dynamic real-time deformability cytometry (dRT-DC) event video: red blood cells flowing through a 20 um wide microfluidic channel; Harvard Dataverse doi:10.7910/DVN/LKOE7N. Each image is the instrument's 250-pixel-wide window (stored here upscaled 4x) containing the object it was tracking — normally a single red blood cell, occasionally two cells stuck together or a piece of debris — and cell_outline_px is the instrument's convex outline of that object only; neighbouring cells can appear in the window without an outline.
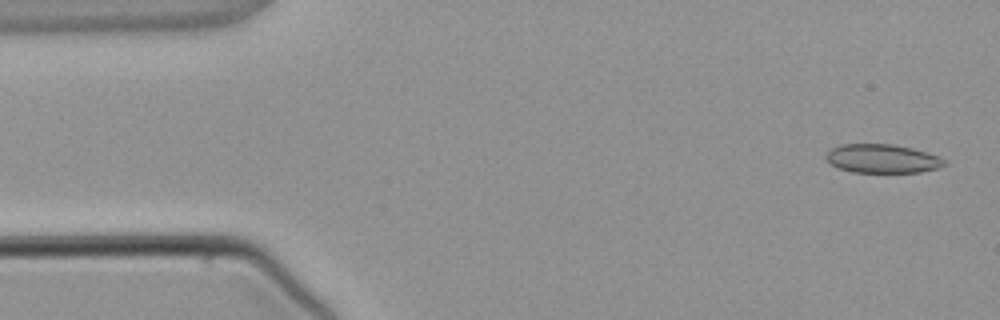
{"species": "common noctule bat (a hibernating species)", "species_latin": "Nyctalus noctula", "temperature_condition": "warm", "stored_images_in_passage": 4, "camera_frame_rate_fps": 3000, "um_per_image_px": 0.085, "animal": {"sex": "male", "body_mass_g": 21.5, "forearm_length_mm": 52.0}, "frame": {"image": 1, "passage_image": 1, "time_ms": 0.0, "image_size_px": [1000, 320], "cell_outline_px": [[948, 164], [936, 168], [920, 172], [852, 172], [840, 168], [832, 164], [824, 156], [832, 148], [840, 144], [892, 144], [912, 148], [940, 156], [948, 160]], "centroid_in_image_um": [75.04, 13.48], "position_along_channel_um": 10.0, "area_um2": 19.83}}
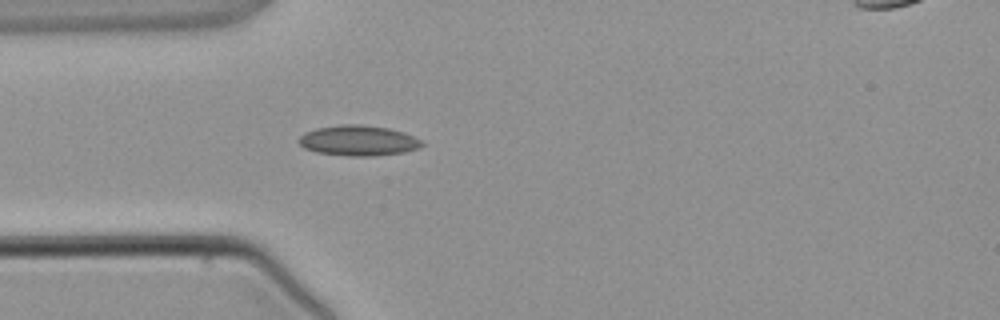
{"frame": {"image": 2, "passage_image": 4, "time_ms": 3.333, "image_size_px": [1000, 320], "cell_outline_px": [[424, 144], [420, 148], [404, 152], [372, 156], [348, 156], [316, 152], [304, 148], [300, 144], [300, 136], [304, 132], [316, 128], [344, 124], [360, 124], [388, 128], [404, 132], [420, 140]], "centroid_in_image_um": [30.46, 11.95], "position_along_channel_um": 54.5, "area_um2": 21.73}}